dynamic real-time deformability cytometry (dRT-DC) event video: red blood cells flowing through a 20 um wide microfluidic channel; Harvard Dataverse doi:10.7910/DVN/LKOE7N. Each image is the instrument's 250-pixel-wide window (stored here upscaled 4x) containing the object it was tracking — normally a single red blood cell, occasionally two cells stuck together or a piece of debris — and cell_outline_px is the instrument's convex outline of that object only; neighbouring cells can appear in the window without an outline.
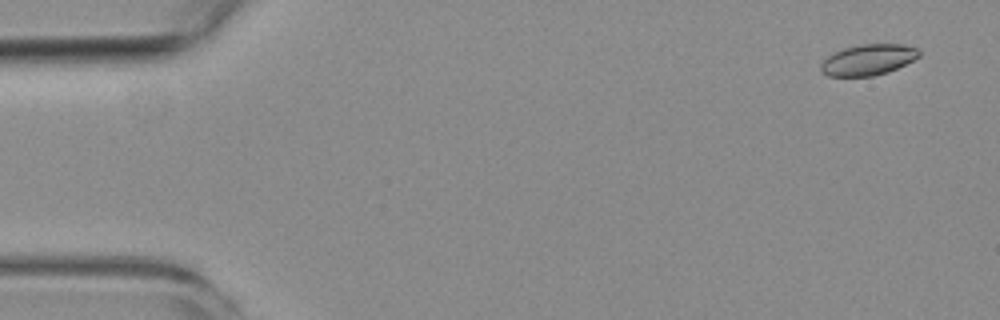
{"species": "common noctule bat (a hibernating species)", "species_latin": "Nyctalus noctula", "temperature_condition": "room temperature", "stored_images_in_passage": 5, "camera_frame_rate_fps": 3000, "um_per_image_px": 0.085, "animal": {"sex": "female", "body_mass_g": 19.3, "forearm_length_mm": 54.1}, "frame": {"image": 1, "passage_image": 1, "time_ms": 0.0, "image_size_px": [1000, 320], "cell_outline_px": [[920, 56], [888, 72], [872, 76], [828, 76], [820, 68], [820, 64], [828, 56], [844, 48], [860, 44], [904, 44], [916, 48], [920, 52]], "centroid_in_image_um": [73.8, 5.07], "position_along_channel_um": 11.2, "area_um2": 17.46}}